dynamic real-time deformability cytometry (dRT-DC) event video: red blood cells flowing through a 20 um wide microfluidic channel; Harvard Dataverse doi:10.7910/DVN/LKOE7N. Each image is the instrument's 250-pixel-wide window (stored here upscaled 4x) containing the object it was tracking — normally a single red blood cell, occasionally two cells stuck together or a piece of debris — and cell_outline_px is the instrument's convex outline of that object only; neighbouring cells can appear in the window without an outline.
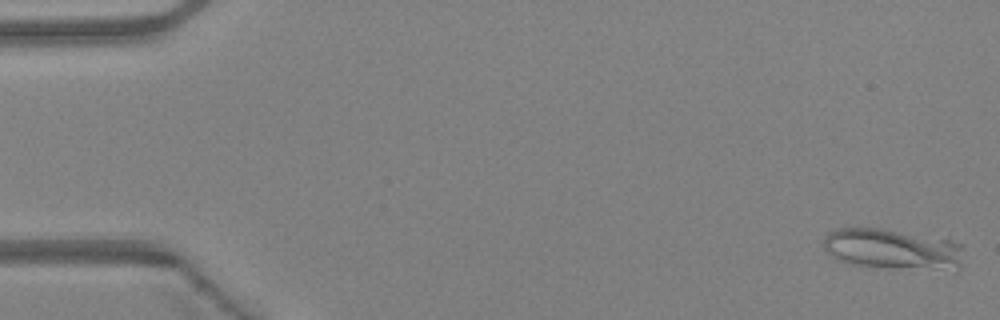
{"species": "Egyptian fruit bat (a non-hibernating species)", "species_latin": "Rousettus aegyptiacus", "temperature_condition": "warm", "stored_images_in_passage": 8, "camera_frame_rate_fps": 3000, "um_per_image_px": 0.085, "animal": {"sex": "female"}, "frame": {"image": 1, "passage_image": 1, "time_ms": 0.0, "image_size_px": [1000, 320], "cell_outline_px": [[964, 244], [960, 268], [956, 272], [888, 268], [852, 264], [840, 260], [832, 256], [824, 248], [824, 236], [828, 232], [836, 228], [880, 228], [948, 236]], "centroid_in_image_um": [76.05, 21.17], "position_along_channel_um": 8.9, "area_um2": 34.97}}